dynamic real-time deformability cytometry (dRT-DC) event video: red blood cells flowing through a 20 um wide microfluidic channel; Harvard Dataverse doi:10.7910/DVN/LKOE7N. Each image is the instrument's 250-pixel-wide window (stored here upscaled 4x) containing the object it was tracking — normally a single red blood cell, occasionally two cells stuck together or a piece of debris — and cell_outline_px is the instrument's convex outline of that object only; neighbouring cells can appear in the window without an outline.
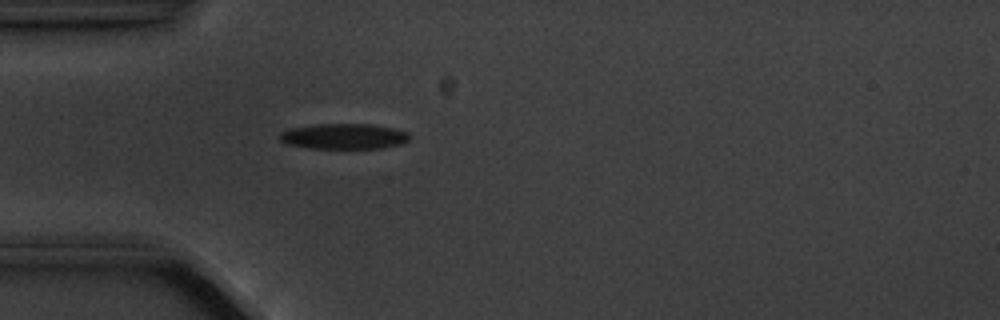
{"species": "common noctule bat (a hibernating species)", "species_latin": "Nyctalus noctula", "temperature_condition": "cold", "stored_images_in_passage": 1, "camera_frame_rate_fps": 3000, "um_per_image_px": 0.085, "animal": {"sex": "male", "body_mass_g": 20.1, "forearm_length_mm": 53.5}, "frame": {"image": 1, "passage_image": 1, "time_ms": 0.0, "image_size_px": [1000, 320], "cell_outline_px": [[408, 140], [404, 144], [380, 148], [308, 148], [288, 144], [280, 140], [276, 136], [280, 132], [288, 128], [316, 124], [372, 124], [396, 128], [408, 132]], "centroid_in_image_um": [29.21, 11.58], "position_along_channel_um": 55.8, "area_um2": 19.54}}